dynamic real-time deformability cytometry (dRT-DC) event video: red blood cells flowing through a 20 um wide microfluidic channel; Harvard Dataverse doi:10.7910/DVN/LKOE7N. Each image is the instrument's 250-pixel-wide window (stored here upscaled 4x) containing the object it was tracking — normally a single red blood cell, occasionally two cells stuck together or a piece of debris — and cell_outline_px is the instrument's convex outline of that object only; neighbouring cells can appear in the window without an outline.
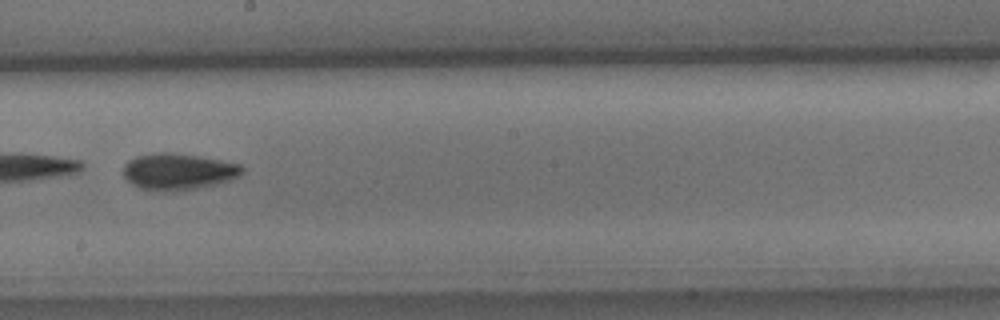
{"species": "common noctule bat (a hibernating species)", "species_latin": "Nyctalus noctula", "temperature_condition": "cold", "stored_images_in_passage": 50, "camera_frame_rate_fps": 3000, "um_per_image_px": 0.085, "animal": {"sex": "male", "body_mass_g": 15.6}, "frame": {"image": 1, "passage_image": 29, "time_ms": 9.333, "image_size_px": [1000, 320], "cell_outline_px": [[244, 172], [240, 176], [232, 180], [216, 184], [196, 188], [172, 192], [156, 192], [140, 188], [132, 184], [124, 176], [124, 164], [128, 160], [136, 156], [160, 152], [172, 152], [200, 156], [240, 164], [244, 168]], "centroid_in_image_um": [15.16, 14.59], "position_along_channel_um": 233.0, "area_um2": 25.61}, "authors_computed_cell_mechanics": {"area_um2": 25.1141, "velocity_mm_per_s": 3.9748, "shape_relaxation_time_tau1_ms": 3.7221, "shape_relaxation_time_tau2_ms": null, "deformation_change_tau1": 0.1162, "deformation_change_tau2": null}}